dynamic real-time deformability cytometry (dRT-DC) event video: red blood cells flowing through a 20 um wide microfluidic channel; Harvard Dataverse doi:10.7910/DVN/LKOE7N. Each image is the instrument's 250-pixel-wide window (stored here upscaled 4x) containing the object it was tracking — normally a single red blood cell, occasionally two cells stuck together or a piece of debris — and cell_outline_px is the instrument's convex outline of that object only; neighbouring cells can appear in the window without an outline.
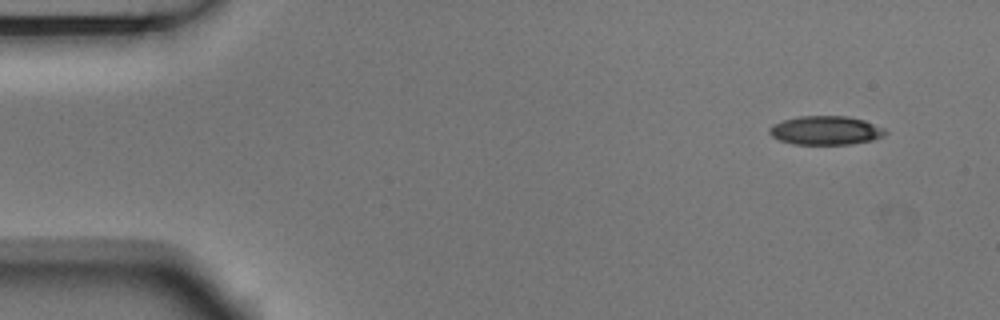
{"species": "Egyptian fruit bat (a non-hibernating species)", "species_latin": "Rousettus aegyptiacus", "temperature_condition": "room temperature", "stored_images_in_passage": 4, "camera_frame_rate_fps": 3000, "um_per_image_px": 0.085, "animal": {"sex": "male"}, "frame": {"image": 1, "passage_image": 1, "time_ms": 0.0, "image_size_px": [1000, 320], "cell_outline_px": [[888, 132], [884, 136], [872, 140], [848, 144], [792, 144], [780, 140], [772, 136], [768, 132], [768, 128], [772, 124], [784, 120], [800, 116], [848, 116], [864, 120], [884, 128]], "centroid_in_image_um": [70.18, 11.08], "position_along_channel_um": 14.8, "area_um2": 19.48}}